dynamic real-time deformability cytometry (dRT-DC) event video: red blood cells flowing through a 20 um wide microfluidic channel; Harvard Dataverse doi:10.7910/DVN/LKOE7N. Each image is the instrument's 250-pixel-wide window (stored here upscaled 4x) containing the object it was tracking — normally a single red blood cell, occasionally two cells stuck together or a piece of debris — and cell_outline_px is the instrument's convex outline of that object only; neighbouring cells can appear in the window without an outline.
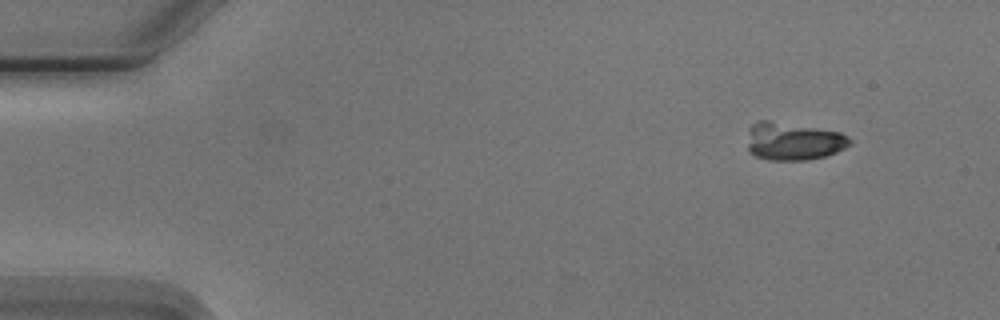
{"species": "Egyptian fruit bat (a non-hibernating species)", "species_latin": "Rousettus aegyptiacus", "temperature_condition": "cold", "stored_images_in_passage": 4, "camera_frame_rate_fps": 3000, "um_per_image_px": 0.085, "animal": {"sex": "male"}, "frame": {"image": 1, "passage_image": 1, "time_ms": 0.0, "image_size_px": [1000, 320], "cell_outline_px": [[852, 144], [836, 152], [824, 156], [808, 160], [768, 160], [756, 156], [748, 152], [748, 128], [752, 124], [760, 120], [768, 120], [840, 132], [848, 136], [852, 140]], "centroid_in_image_um": [67.41, 12.01], "position_along_channel_um": 17.6, "area_um2": 22.66}}